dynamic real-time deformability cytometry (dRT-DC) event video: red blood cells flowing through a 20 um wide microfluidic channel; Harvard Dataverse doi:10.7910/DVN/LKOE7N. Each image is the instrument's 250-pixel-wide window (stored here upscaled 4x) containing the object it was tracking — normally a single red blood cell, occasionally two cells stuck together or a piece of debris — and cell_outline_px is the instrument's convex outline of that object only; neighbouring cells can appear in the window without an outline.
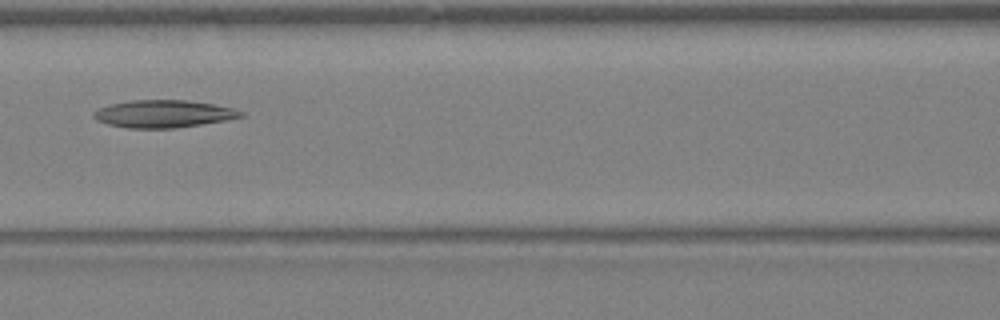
{"species": "Egyptian fruit bat (a non-hibernating species)", "species_latin": "Rousettus aegyptiacus", "temperature_condition": "warm", "stored_images_in_passage": 31, "camera_frame_rate_fps": 3000, "um_per_image_px": 0.085, "animal": {"sex": "female"}, "frame": {"image": 1, "passage_image": 12, "time_ms": 3.667, "image_size_px": [1000, 320], "cell_outline_px": [[244, 116], [224, 120], [176, 128], [124, 128], [108, 124], [96, 120], [92, 116], [92, 112], [100, 108], [112, 104], [128, 100], [188, 100], [212, 104], [232, 108], [244, 112]], "centroid_in_image_um": [13.85, 9.67], "position_along_channel_um": 152.7, "area_um2": 23.47}}
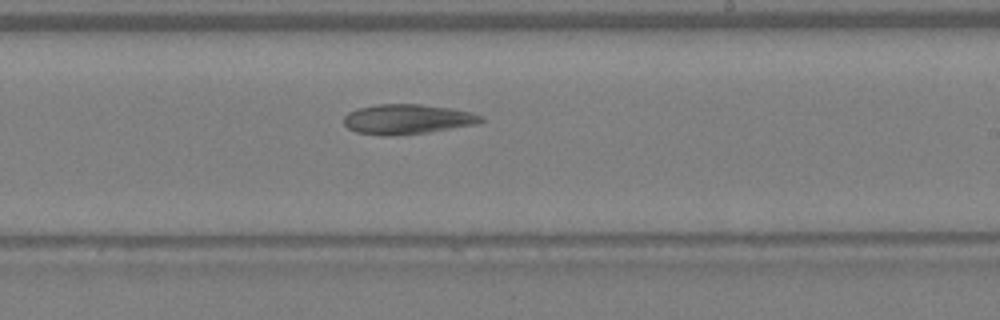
{"frame": {"image": 2, "passage_image": 18, "time_ms": 5.667, "image_size_px": [1000, 320], "cell_outline_px": [[484, 120], [476, 124], [432, 132], [384, 136], [356, 132], [348, 128], [344, 124], [344, 116], [348, 112], [360, 108], [376, 104], [420, 104], [452, 108], [472, 112], [484, 116]], "centroid_in_image_um": [34.65, 10.13], "position_along_channel_um": 254.4, "area_um2": 24.04}}
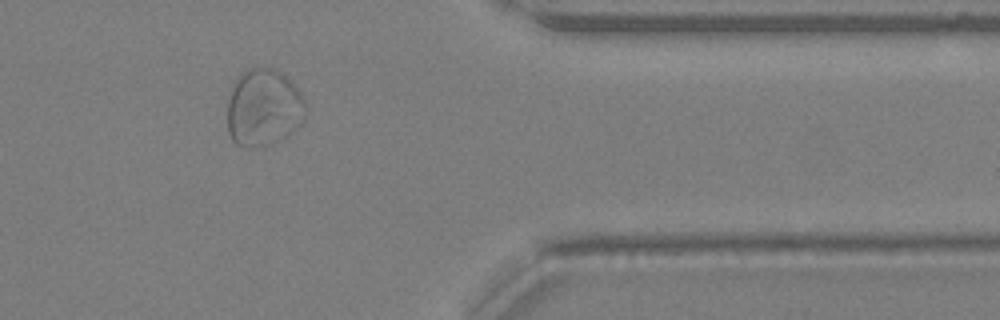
{"frame": {"image": 3, "passage_image": 27, "time_ms": 8.667, "image_size_px": [1000, 320], "cell_outline_px": [[304, 120], [300, 124], [288, 132], [244, 148], [236, 144], [232, 140], [228, 132], [228, 100], [232, 88], [236, 80], [248, 68], [264, 64], [280, 72], [300, 92], [304, 100]], "centroid_in_image_um": [22.35, 9.05], "position_along_channel_um": 389.0, "area_um2": 33.93}}